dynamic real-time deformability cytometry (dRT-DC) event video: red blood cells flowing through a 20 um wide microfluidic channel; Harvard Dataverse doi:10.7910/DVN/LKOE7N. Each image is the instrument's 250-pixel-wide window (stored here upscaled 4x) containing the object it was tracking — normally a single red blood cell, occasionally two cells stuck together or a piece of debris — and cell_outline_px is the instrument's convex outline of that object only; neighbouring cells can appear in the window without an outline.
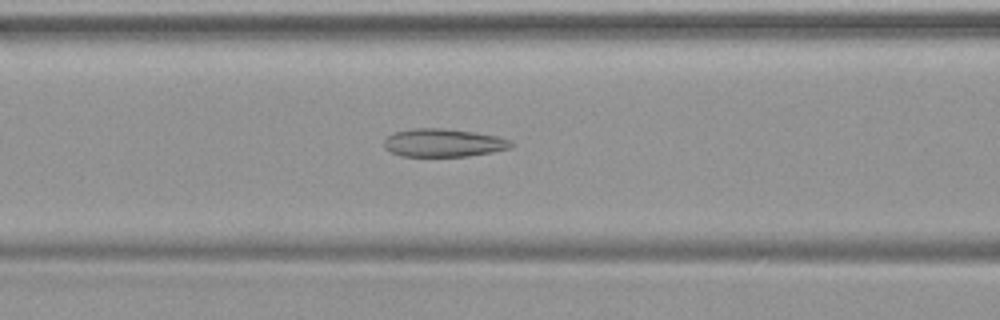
{"species": "common noctule bat (a hibernating species)", "species_latin": "Nyctalus noctula", "temperature_condition": "warm", "stored_images_in_passage": 47, "camera_frame_rate_fps": 3000, "um_per_image_px": 0.085, "animal": {"sex": "female", "body_mass_g": 19.9}, "frame": {"image": 1, "passage_image": 19, "time_ms": 6.0, "image_size_px": [1000, 320], "cell_outline_px": [[512, 148], [492, 152], [468, 156], [400, 156], [384, 148], [384, 140], [392, 132], [412, 128], [444, 128], [472, 132], [496, 136], [512, 140]], "centroid_in_image_um": [37.67, 12.13], "position_along_channel_um": 128.9, "area_um2": 20.87}}
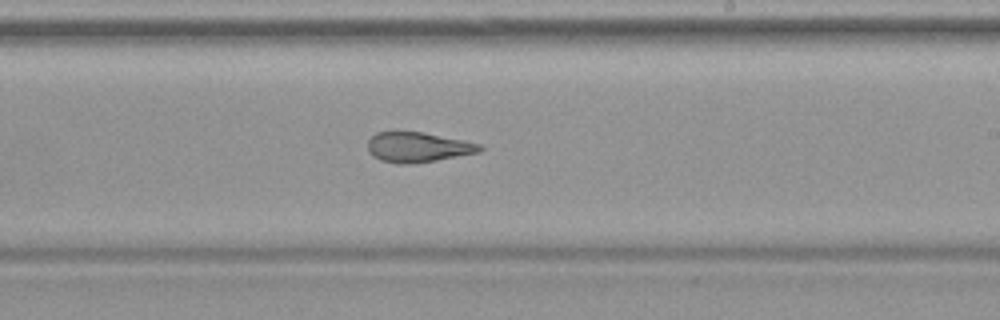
{"frame": {"image": 2, "passage_image": 28, "time_ms": 9.0, "image_size_px": [1000, 320], "cell_outline_px": [[484, 148], [480, 152], [436, 160], [408, 164], [396, 164], [380, 160], [372, 156], [368, 152], [368, 140], [376, 132], [424, 132], [480, 144]], "centroid_in_image_um": [35.49, 12.52], "position_along_channel_um": 253.5, "area_um2": 19.54}}
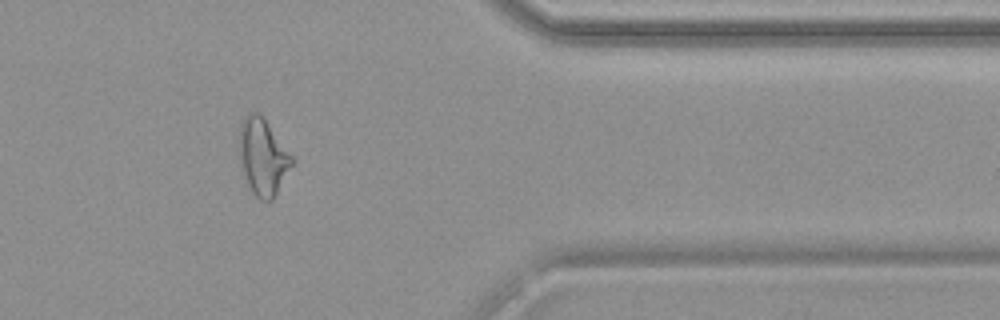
{"frame": {"image": 3, "passage_image": 39, "time_ms": 12.667, "image_size_px": [1000, 320], "cell_outline_px": [[296, 160], [272, 200], [260, 200], [252, 192], [244, 172], [240, 160], [240, 124], [244, 116], [248, 112], [256, 112], [264, 120]], "centroid_in_image_um": [22.36, 13.34], "position_along_channel_um": 389.0, "area_um2": 22.89}}